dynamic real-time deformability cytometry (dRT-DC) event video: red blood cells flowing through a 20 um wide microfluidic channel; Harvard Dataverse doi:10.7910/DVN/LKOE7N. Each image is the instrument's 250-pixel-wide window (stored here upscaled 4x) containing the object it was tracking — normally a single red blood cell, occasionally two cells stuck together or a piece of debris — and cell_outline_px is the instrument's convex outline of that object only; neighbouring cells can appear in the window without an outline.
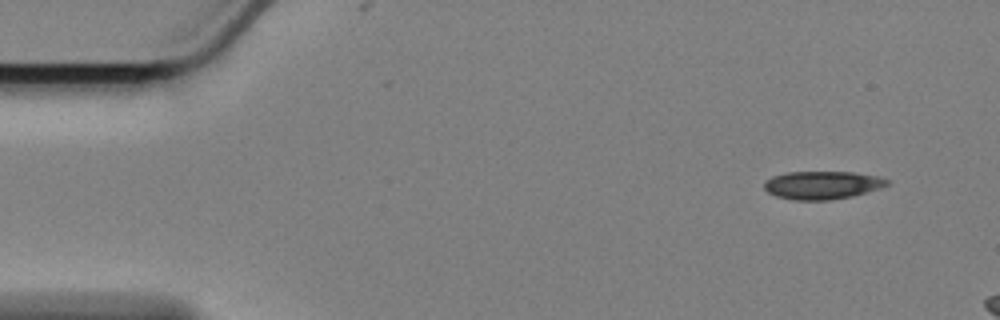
{"species": "Egyptian fruit bat (a non-hibernating species)", "species_latin": "Rousettus aegyptiacus", "temperature_condition": "cold", "stored_images_in_passage": 8, "camera_frame_rate_fps": 3000, "um_per_image_px": 0.085, "animal": {"sex": "female"}, "frame": {"image": 1, "passage_image": 1, "time_ms": 0.0, "image_size_px": [1000, 320], "cell_outline_px": [[888, 184], [880, 188], [852, 196], [828, 200], [792, 200], [776, 196], [768, 192], [764, 188], [764, 180], [772, 176], [788, 172], [856, 172], [880, 176], [888, 180]], "centroid_in_image_um": [69.87, 15.73], "position_along_channel_um": 15.1, "area_um2": 20.17}}